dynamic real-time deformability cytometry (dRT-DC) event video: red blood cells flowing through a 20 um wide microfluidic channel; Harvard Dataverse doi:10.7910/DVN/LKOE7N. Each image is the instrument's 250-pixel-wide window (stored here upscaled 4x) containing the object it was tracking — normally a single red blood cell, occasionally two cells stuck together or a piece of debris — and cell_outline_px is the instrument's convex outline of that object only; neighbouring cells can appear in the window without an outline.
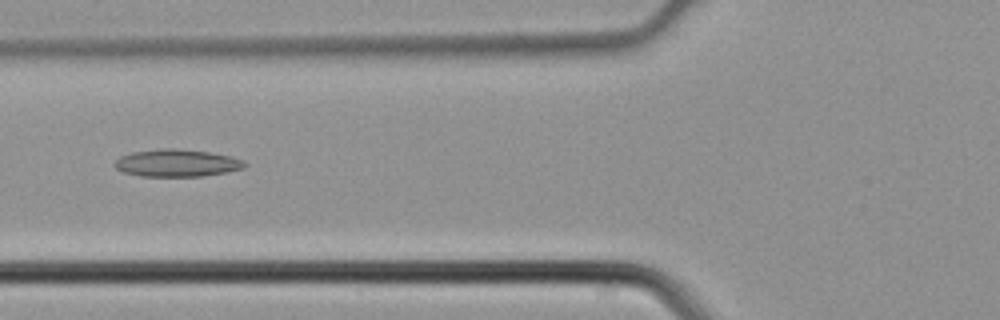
{"species": "common noctule bat (a hibernating species)", "species_latin": "Nyctalus noctula", "temperature_condition": "cold", "stored_images_in_passage": 4, "camera_frame_rate_fps": 3000, "um_per_image_px": 0.085, "animal": {"sex": "male", "body_mass_g": 21.5, "forearm_length_mm": 52.0}, "frame": {"image": 1, "passage_image": 4, "time_ms": 1.0, "image_size_px": [1000, 320], "cell_outline_px": [[248, 164], [244, 168], [204, 176], [140, 176], [124, 172], [116, 168], [112, 164], [120, 156], [132, 152], [160, 148], [176, 148], [208, 152], [232, 156], [244, 160]], "centroid_in_image_um": [15.03, 13.85], "position_along_channel_um": 110.8, "area_um2": 20.81}}